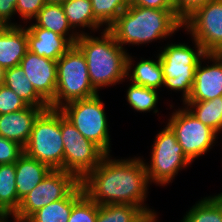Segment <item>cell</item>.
<instances>
[{
    "mask_svg": "<svg viewBox=\"0 0 222 222\" xmlns=\"http://www.w3.org/2000/svg\"><path fill=\"white\" fill-rule=\"evenodd\" d=\"M0 222H7V215H3V216L0 218Z\"/></svg>",
    "mask_w": 222,
    "mask_h": 222,
    "instance_id": "60d3db41",
    "label": "cell"
},
{
    "mask_svg": "<svg viewBox=\"0 0 222 222\" xmlns=\"http://www.w3.org/2000/svg\"><path fill=\"white\" fill-rule=\"evenodd\" d=\"M144 214L136 205H98L96 222H137Z\"/></svg>",
    "mask_w": 222,
    "mask_h": 222,
    "instance_id": "4316f807",
    "label": "cell"
},
{
    "mask_svg": "<svg viewBox=\"0 0 222 222\" xmlns=\"http://www.w3.org/2000/svg\"><path fill=\"white\" fill-rule=\"evenodd\" d=\"M98 94L91 85L86 59L74 44L57 60V87L49 108L59 109L69 102Z\"/></svg>",
    "mask_w": 222,
    "mask_h": 222,
    "instance_id": "5b68a950",
    "label": "cell"
},
{
    "mask_svg": "<svg viewBox=\"0 0 222 222\" xmlns=\"http://www.w3.org/2000/svg\"><path fill=\"white\" fill-rule=\"evenodd\" d=\"M19 66L35 91L50 104L54 100L57 87V61L27 50Z\"/></svg>",
    "mask_w": 222,
    "mask_h": 222,
    "instance_id": "4fadbf2b",
    "label": "cell"
},
{
    "mask_svg": "<svg viewBox=\"0 0 222 222\" xmlns=\"http://www.w3.org/2000/svg\"><path fill=\"white\" fill-rule=\"evenodd\" d=\"M110 158V154H106L99 165L80 181L84 193L98 205H136L144 213H156L144 205L150 184L144 159L140 156Z\"/></svg>",
    "mask_w": 222,
    "mask_h": 222,
    "instance_id": "6da1fadb",
    "label": "cell"
},
{
    "mask_svg": "<svg viewBox=\"0 0 222 222\" xmlns=\"http://www.w3.org/2000/svg\"><path fill=\"white\" fill-rule=\"evenodd\" d=\"M59 110L84 138L95 143L106 154H110L109 124L104 103L99 94L91 98L69 102Z\"/></svg>",
    "mask_w": 222,
    "mask_h": 222,
    "instance_id": "52a82bcc",
    "label": "cell"
},
{
    "mask_svg": "<svg viewBox=\"0 0 222 222\" xmlns=\"http://www.w3.org/2000/svg\"><path fill=\"white\" fill-rule=\"evenodd\" d=\"M199 121L211 127L218 134L222 131V96L201 102H184Z\"/></svg>",
    "mask_w": 222,
    "mask_h": 222,
    "instance_id": "484cf974",
    "label": "cell"
},
{
    "mask_svg": "<svg viewBox=\"0 0 222 222\" xmlns=\"http://www.w3.org/2000/svg\"><path fill=\"white\" fill-rule=\"evenodd\" d=\"M34 20L36 21L34 24L37 27L56 32L66 37L73 45L77 41L79 33L85 34V31L74 32L75 30H71L72 28L68 23L61 4L46 3Z\"/></svg>",
    "mask_w": 222,
    "mask_h": 222,
    "instance_id": "ffe728a7",
    "label": "cell"
},
{
    "mask_svg": "<svg viewBox=\"0 0 222 222\" xmlns=\"http://www.w3.org/2000/svg\"><path fill=\"white\" fill-rule=\"evenodd\" d=\"M10 217V215H7V222H9L8 221V218ZM12 217H13V221L14 222H26V221H21V220H17L13 215H12Z\"/></svg>",
    "mask_w": 222,
    "mask_h": 222,
    "instance_id": "ab89813d",
    "label": "cell"
},
{
    "mask_svg": "<svg viewBox=\"0 0 222 222\" xmlns=\"http://www.w3.org/2000/svg\"><path fill=\"white\" fill-rule=\"evenodd\" d=\"M156 59L157 60L141 58L140 61L134 66V59L132 60V57L128 54L127 79L129 77L132 83L148 88L158 90L159 88L163 87L164 75L160 64L159 54L157 55Z\"/></svg>",
    "mask_w": 222,
    "mask_h": 222,
    "instance_id": "d6986e66",
    "label": "cell"
},
{
    "mask_svg": "<svg viewBox=\"0 0 222 222\" xmlns=\"http://www.w3.org/2000/svg\"><path fill=\"white\" fill-rule=\"evenodd\" d=\"M167 125L175 133L177 142L191 162L205 155L218 136L215 130L199 121L186 107L175 110Z\"/></svg>",
    "mask_w": 222,
    "mask_h": 222,
    "instance_id": "30bf717a",
    "label": "cell"
},
{
    "mask_svg": "<svg viewBox=\"0 0 222 222\" xmlns=\"http://www.w3.org/2000/svg\"><path fill=\"white\" fill-rule=\"evenodd\" d=\"M81 183L66 197L34 212L26 222H68L73 205L84 195Z\"/></svg>",
    "mask_w": 222,
    "mask_h": 222,
    "instance_id": "44dd1931",
    "label": "cell"
},
{
    "mask_svg": "<svg viewBox=\"0 0 222 222\" xmlns=\"http://www.w3.org/2000/svg\"><path fill=\"white\" fill-rule=\"evenodd\" d=\"M61 5L69 25L75 32L77 27L89 28L95 32L103 26L94 17L91 0H66Z\"/></svg>",
    "mask_w": 222,
    "mask_h": 222,
    "instance_id": "cb8c5ba5",
    "label": "cell"
},
{
    "mask_svg": "<svg viewBox=\"0 0 222 222\" xmlns=\"http://www.w3.org/2000/svg\"><path fill=\"white\" fill-rule=\"evenodd\" d=\"M152 145L150 164L145 163L149 183L165 186L192 162L186 157L172 129L166 125L159 131Z\"/></svg>",
    "mask_w": 222,
    "mask_h": 222,
    "instance_id": "ba28073f",
    "label": "cell"
},
{
    "mask_svg": "<svg viewBox=\"0 0 222 222\" xmlns=\"http://www.w3.org/2000/svg\"><path fill=\"white\" fill-rule=\"evenodd\" d=\"M4 85L14 91L29 106L49 107V104L35 91L19 65L5 69Z\"/></svg>",
    "mask_w": 222,
    "mask_h": 222,
    "instance_id": "7402d4cb",
    "label": "cell"
},
{
    "mask_svg": "<svg viewBox=\"0 0 222 222\" xmlns=\"http://www.w3.org/2000/svg\"><path fill=\"white\" fill-rule=\"evenodd\" d=\"M15 170L18 198L22 200L52 169L23 153L15 162Z\"/></svg>",
    "mask_w": 222,
    "mask_h": 222,
    "instance_id": "ac0fdd59",
    "label": "cell"
},
{
    "mask_svg": "<svg viewBox=\"0 0 222 222\" xmlns=\"http://www.w3.org/2000/svg\"><path fill=\"white\" fill-rule=\"evenodd\" d=\"M28 50L27 28L20 26H0V66L4 69L20 64Z\"/></svg>",
    "mask_w": 222,
    "mask_h": 222,
    "instance_id": "e0dca14e",
    "label": "cell"
},
{
    "mask_svg": "<svg viewBox=\"0 0 222 222\" xmlns=\"http://www.w3.org/2000/svg\"><path fill=\"white\" fill-rule=\"evenodd\" d=\"M126 99L130 107L137 112H150L157 113L156 105L158 103L157 89L148 88L131 83L126 92Z\"/></svg>",
    "mask_w": 222,
    "mask_h": 222,
    "instance_id": "83f0119b",
    "label": "cell"
},
{
    "mask_svg": "<svg viewBox=\"0 0 222 222\" xmlns=\"http://www.w3.org/2000/svg\"><path fill=\"white\" fill-rule=\"evenodd\" d=\"M45 4V0H17L15 8L22 20L28 22L38 15Z\"/></svg>",
    "mask_w": 222,
    "mask_h": 222,
    "instance_id": "d6a6232c",
    "label": "cell"
},
{
    "mask_svg": "<svg viewBox=\"0 0 222 222\" xmlns=\"http://www.w3.org/2000/svg\"><path fill=\"white\" fill-rule=\"evenodd\" d=\"M156 213H145L137 222H149Z\"/></svg>",
    "mask_w": 222,
    "mask_h": 222,
    "instance_id": "8d00e7d4",
    "label": "cell"
},
{
    "mask_svg": "<svg viewBox=\"0 0 222 222\" xmlns=\"http://www.w3.org/2000/svg\"><path fill=\"white\" fill-rule=\"evenodd\" d=\"M49 107L28 106L25 109L0 115V136L25 146L30 138L34 121Z\"/></svg>",
    "mask_w": 222,
    "mask_h": 222,
    "instance_id": "2e32d148",
    "label": "cell"
},
{
    "mask_svg": "<svg viewBox=\"0 0 222 222\" xmlns=\"http://www.w3.org/2000/svg\"><path fill=\"white\" fill-rule=\"evenodd\" d=\"M24 153L52 170H63L64 145L59 109L47 108L38 115Z\"/></svg>",
    "mask_w": 222,
    "mask_h": 222,
    "instance_id": "8992f818",
    "label": "cell"
},
{
    "mask_svg": "<svg viewBox=\"0 0 222 222\" xmlns=\"http://www.w3.org/2000/svg\"><path fill=\"white\" fill-rule=\"evenodd\" d=\"M195 50L185 43L167 44L160 50L159 58L164 75L163 86L168 90L181 91L184 103L193 88L195 70L207 54L194 39Z\"/></svg>",
    "mask_w": 222,
    "mask_h": 222,
    "instance_id": "277c9868",
    "label": "cell"
},
{
    "mask_svg": "<svg viewBox=\"0 0 222 222\" xmlns=\"http://www.w3.org/2000/svg\"><path fill=\"white\" fill-rule=\"evenodd\" d=\"M5 69L0 66V86L4 85Z\"/></svg>",
    "mask_w": 222,
    "mask_h": 222,
    "instance_id": "74e56055",
    "label": "cell"
},
{
    "mask_svg": "<svg viewBox=\"0 0 222 222\" xmlns=\"http://www.w3.org/2000/svg\"><path fill=\"white\" fill-rule=\"evenodd\" d=\"M60 127L64 145L63 170L80 181L103 160L106 153L95 143L84 138L60 111Z\"/></svg>",
    "mask_w": 222,
    "mask_h": 222,
    "instance_id": "9c48e42d",
    "label": "cell"
},
{
    "mask_svg": "<svg viewBox=\"0 0 222 222\" xmlns=\"http://www.w3.org/2000/svg\"><path fill=\"white\" fill-rule=\"evenodd\" d=\"M157 219H158V216L156 214L149 222H159L157 221Z\"/></svg>",
    "mask_w": 222,
    "mask_h": 222,
    "instance_id": "b9f144b4",
    "label": "cell"
},
{
    "mask_svg": "<svg viewBox=\"0 0 222 222\" xmlns=\"http://www.w3.org/2000/svg\"><path fill=\"white\" fill-rule=\"evenodd\" d=\"M15 163L0 164V217L14 215L20 199L16 189Z\"/></svg>",
    "mask_w": 222,
    "mask_h": 222,
    "instance_id": "603a6c76",
    "label": "cell"
},
{
    "mask_svg": "<svg viewBox=\"0 0 222 222\" xmlns=\"http://www.w3.org/2000/svg\"><path fill=\"white\" fill-rule=\"evenodd\" d=\"M79 184L80 180L74 174L64 170H51L37 186L24 196L13 216L17 220L26 221L42 207L66 198Z\"/></svg>",
    "mask_w": 222,
    "mask_h": 222,
    "instance_id": "8fae6325",
    "label": "cell"
},
{
    "mask_svg": "<svg viewBox=\"0 0 222 222\" xmlns=\"http://www.w3.org/2000/svg\"><path fill=\"white\" fill-rule=\"evenodd\" d=\"M183 21L175 9H155L129 5L107 29L122 47L148 44L167 39L179 29Z\"/></svg>",
    "mask_w": 222,
    "mask_h": 222,
    "instance_id": "7a4b0ae2",
    "label": "cell"
},
{
    "mask_svg": "<svg viewBox=\"0 0 222 222\" xmlns=\"http://www.w3.org/2000/svg\"><path fill=\"white\" fill-rule=\"evenodd\" d=\"M98 204L84 194L72 207L68 222H96Z\"/></svg>",
    "mask_w": 222,
    "mask_h": 222,
    "instance_id": "f546056e",
    "label": "cell"
},
{
    "mask_svg": "<svg viewBox=\"0 0 222 222\" xmlns=\"http://www.w3.org/2000/svg\"><path fill=\"white\" fill-rule=\"evenodd\" d=\"M27 28L28 50L40 57L57 61L73 44L64 36L50 30L37 27L34 23Z\"/></svg>",
    "mask_w": 222,
    "mask_h": 222,
    "instance_id": "9a60e30c",
    "label": "cell"
},
{
    "mask_svg": "<svg viewBox=\"0 0 222 222\" xmlns=\"http://www.w3.org/2000/svg\"><path fill=\"white\" fill-rule=\"evenodd\" d=\"M24 153L18 142L0 136V164L15 163Z\"/></svg>",
    "mask_w": 222,
    "mask_h": 222,
    "instance_id": "1f68e13d",
    "label": "cell"
},
{
    "mask_svg": "<svg viewBox=\"0 0 222 222\" xmlns=\"http://www.w3.org/2000/svg\"><path fill=\"white\" fill-rule=\"evenodd\" d=\"M183 29L207 54L222 52V0H211L183 21Z\"/></svg>",
    "mask_w": 222,
    "mask_h": 222,
    "instance_id": "7c38bea8",
    "label": "cell"
},
{
    "mask_svg": "<svg viewBox=\"0 0 222 222\" xmlns=\"http://www.w3.org/2000/svg\"><path fill=\"white\" fill-rule=\"evenodd\" d=\"M47 4H62L66 0H45Z\"/></svg>",
    "mask_w": 222,
    "mask_h": 222,
    "instance_id": "f35d334b",
    "label": "cell"
},
{
    "mask_svg": "<svg viewBox=\"0 0 222 222\" xmlns=\"http://www.w3.org/2000/svg\"><path fill=\"white\" fill-rule=\"evenodd\" d=\"M94 17L108 29L130 5V0H91Z\"/></svg>",
    "mask_w": 222,
    "mask_h": 222,
    "instance_id": "f1b7e54d",
    "label": "cell"
},
{
    "mask_svg": "<svg viewBox=\"0 0 222 222\" xmlns=\"http://www.w3.org/2000/svg\"><path fill=\"white\" fill-rule=\"evenodd\" d=\"M130 5L155 9H175L174 0H130Z\"/></svg>",
    "mask_w": 222,
    "mask_h": 222,
    "instance_id": "d590c367",
    "label": "cell"
},
{
    "mask_svg": "<svg viewBox=\"0 0 222 222\" xmlns=\"http://www.w3.org/2000/svg\"><path fill=\"white\" fill-rule=\"evenodd\" d=\"M75 45L86 59L89 79L97 92L100 88L120 84L127 79L129 53L106 28L101 32V37L79 34Z\"/></svg>",
    "mask_w": 222,
    "mask_h": 222,
    "instance_id": "3957f363",
    "label": "cell"
},
{
    "mask_svg": "<svg viewBox=\"0 0 222 222\" xmlns=\"http://www.w3.org/2000/svg\"><path fill=\"white\" fill-rule=\"evenodd\" d=\"M181 222H222V194L199 200L186 212Z\"/></svg>",
    "mask_w": 222,
    "mask_h": 222,
    "instance_id": "d4e9b609",
    "label": "cell"
},
{
    "mask_svg": "<svg viewBox=\"0 0 222 222\" xmlns=\"http://www.w3.org/2000/svg\"><path fill=\"white\" fill-rule=\"evenodd\" d=\"M212 61L203 66L202 61ZM222 96V55L206 54L195 70V78L191 94L185 102H201Z\"/></svg>",
    "mask_w": 222,
    "mask_h": 222,
    "instance_id": "5bb4252c",
    "label": "cell"
},
{
    "mask_svg": "<svg viewBox=\"0 0 222 222\" xmlns=\"http://www.w3.org/2000/svg\"><path fill=\"white\" fill-rule=\"evenodd\" d=\"M29 105L5 85L0 86V115L16 112Z\"/></svg>",
    "mask_w": 222,
    "mask_h": 222,
    "instance_id": "4dcf8cb0",
    "label": "cell"
},
{
    "mask_svg": "<svg viewBox=\"0 0 222 222\" xmlns=\"http://www.w3.org/2000/svg\"><path fill=\"white\" fill-rule=\"evenodd\" d=\"M17 0H0V26H20L18 23H12V15L16 12Z\"/></svg>",
    "mask_w": 222,
    "mask_h": 222,
    "instance_id": "e575fe53",
    "label": "cell"
},
{
    "mask_svg": "<svg viewBox=\"0 0 222 222\" xmlns=\"http://www.w3.org/2000/svg\"><path fill=\"white\" fill-rule=\"evenodd\" d=\"M211 0H174L175 11L178 17L184 21L196 9Z\"/></svg>",
    "mask_w": 222,
    "mask_h": 222,
    "instance_id": "836d02e7",
    "label": "cell"
}]
</instances>
